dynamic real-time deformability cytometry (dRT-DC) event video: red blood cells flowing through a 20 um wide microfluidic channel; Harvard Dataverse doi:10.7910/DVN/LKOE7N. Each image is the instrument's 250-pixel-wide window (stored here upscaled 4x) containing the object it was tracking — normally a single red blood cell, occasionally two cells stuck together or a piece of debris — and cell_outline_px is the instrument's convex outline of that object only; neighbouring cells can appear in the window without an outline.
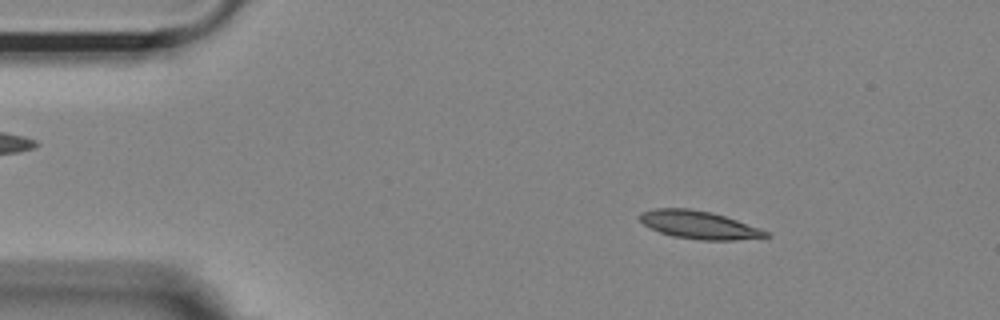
{"species": "Egyptian fruit bat (a non-hibernating species)", "species_latin": "Rousettus aegyptiacus", "temperature_condition": "room temperature", "stored_images_in_passage": 52, "camera_frame_rate_fps": 3000, "um_per_image_px": 0.085, "animal": {"sex": "female"}, "frame": {"image": 1, "passage_image": 7, "time_ms": 2.0, "image_size_px": [1000, 320], "cell_outline_px": [[772, 236], [736, 240], [700, 240], [672, 236], [660, 232], [644, 224], [640, 220], [640, 212], [656, 208], [688, 208], [712, 212], [760, 228], [768, 232]], "centroid_in_image_um": [59.42, 19.11], "position_along_channel_um": 25.6, "area_um2": 20.4}}
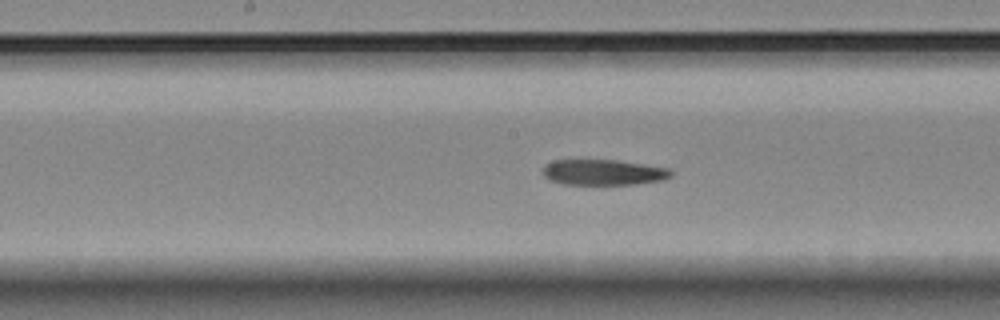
{"frame": {"image": 2, "passage_image": 26, "time_ms": 8.333, "image_size_px": [1000, 320], "cell_outline_px": [[672, 176], [664, 180], [636, 184], [564, 184], [548, 180], [540, 172], [544, 164], [552, 160], [616, 160], [672, 168]], "centroid_in_image_um": [51.27, 14.64], "position_along_channel_um": 196.9, "area_um2": 19.48}}
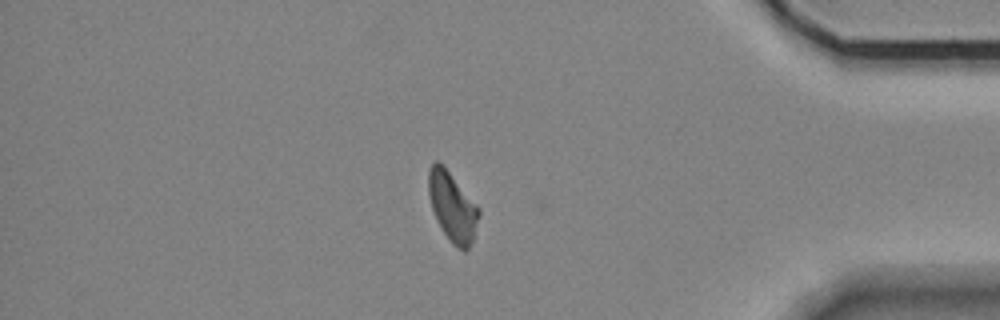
{"frame": {"image": 3, "passage_image": 45, "time_ms": 14.667, "image_size_px": [1000, 320], "cell_outline_px": [[480, 216], [472, 240], [468, 248], [464, 252], [452, 244], [436, 220], [428, 196], [428, 168], [436, 160], [448, 172], [480, 208]], "centroid_in_image_um": [38.45, 17.6], "position_along_channel_um": 396.8, "area_um2": 20.0}}